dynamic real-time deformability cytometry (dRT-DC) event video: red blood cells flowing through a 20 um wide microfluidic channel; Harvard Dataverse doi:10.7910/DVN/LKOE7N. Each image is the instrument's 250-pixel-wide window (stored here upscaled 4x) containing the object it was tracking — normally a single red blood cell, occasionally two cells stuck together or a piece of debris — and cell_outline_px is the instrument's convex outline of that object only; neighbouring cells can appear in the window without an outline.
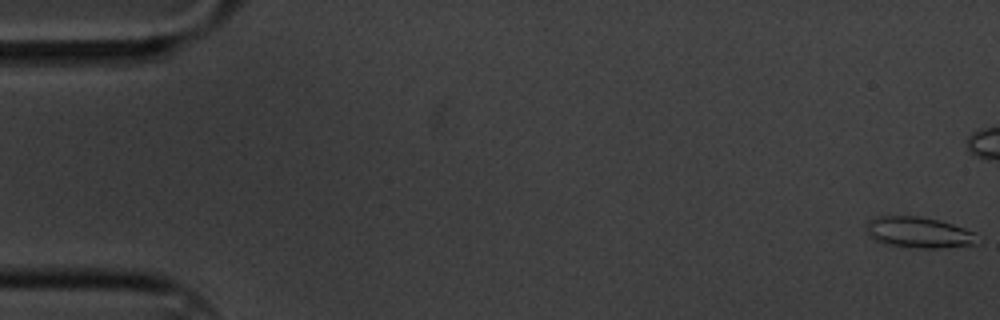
{"species": "common noctule bat (a hibernating species)", "species_latin": "Nyctalus noctula", "temperature_condition": "cold", "stored_images_in_passage": 49, "camera_frame_rate_fps": 3000, "um_per_image_px": 0.085, "animal": {"sex": "male", "body_mass_g": 20.1, "forearm_length_mm": 53.5}, "frame": {"image": 1, "passage_image": 1, "time_ms": 0.0, "image_size_px": [1000, 320], "cell_outline_px": [[984, 240], [976, 244], [936, 248], [916, 248], [888, 244], [876, 240], [868, 236], [864, 228], [872, 216], [920, 216], [940, 220], [964, 228], [972, 232]], "centroid_in_image_um": [78.09, 19.75], "position_along_channel_um": 6.9, "area_um2": 20.29}}
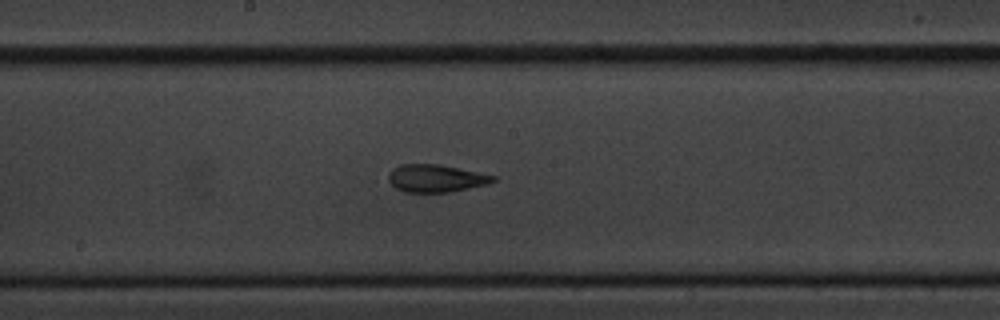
{"frame": {"image": 2, "passage_image": 32, "time_ms": 10.333, "image_size_px": [1000, 320], "cell_outline_px": [[496, 180], [488, 184], [448, 192], [404, 192], [396, 188], [388, 180], [388, 172], [392, 168], [400, 164], [440, 164], [496, 176]], "centroid_in_image_um": [37.02, 15.15], "position_along_channel_um": 211.2, "area_um2": 16.82}}
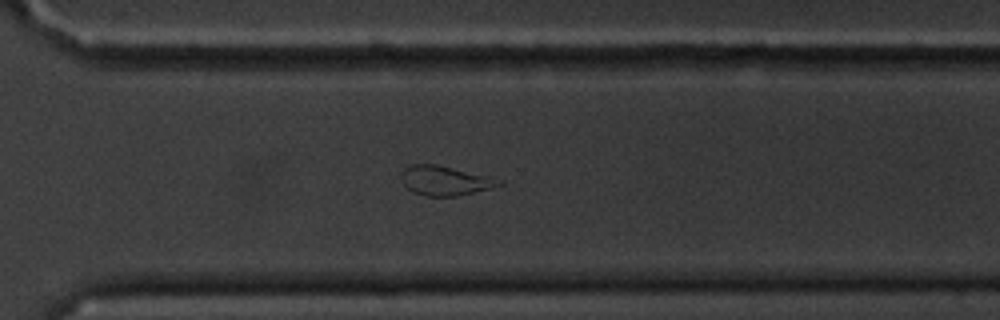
{"frame": {"image": 3, "passage_image": 43, "time_ms": 14.0, "image_size_px": [1000, 320], "cell_outline_px": [[504, 184], [492, 188], [460, 196], [424, 196], [412, 192], [404, 184], [404, 168], [412, 164], [436, 164], [492, 176], [504, 180]], "centroid_in_image_um": [37.93, 15.36], "position_along_channel_um": 332.7, "area_um2": 16.94}}